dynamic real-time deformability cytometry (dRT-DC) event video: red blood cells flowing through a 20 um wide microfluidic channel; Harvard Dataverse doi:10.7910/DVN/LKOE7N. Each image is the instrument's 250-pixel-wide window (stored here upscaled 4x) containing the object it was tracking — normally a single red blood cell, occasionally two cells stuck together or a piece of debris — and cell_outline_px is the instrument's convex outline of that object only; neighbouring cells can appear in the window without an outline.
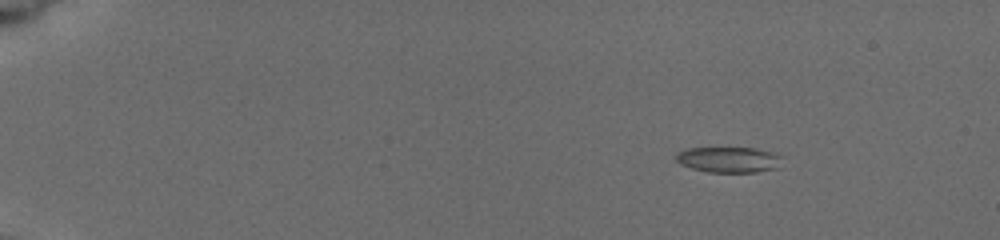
{"species": "common noctule bat (a hibernating species)", "species_latin": "Nyctalus noctula", "temperature_condition": "cold", "stored_images_in_passage": 8, "camera_frame_rate_fps": 3000, "um_per_image_px": 0.085, "animal": {"sex": "female", "body_mass_g": 19.5, "forearm_length_mm": 54.1}, "frame": {"image": 1, "passage_image": 3, "time_ms": 2.0, "image_size_px": [1000, 240], "cell_outline_px": [[780, 168], [756, 172], [708, 172], [692, 168], [680, 164], [676, 160], [676, 152], [688, 148], [756, 148], [772, 152], [780, 156]], "centroid_in_image_um": [61.94, 13.57], "position_along_channel_um": 23.1, "area_um2": 15.9}}
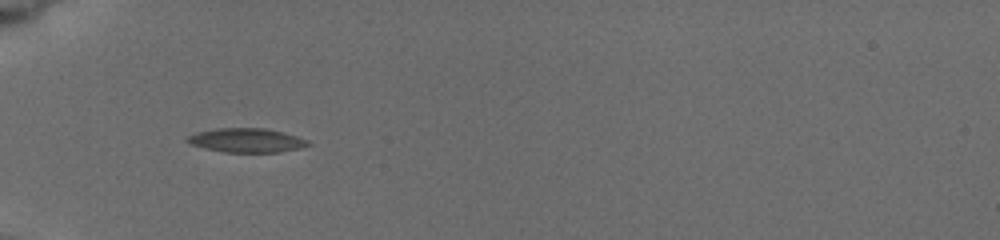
{"frame": {"image": 2, "passage_image": 7, "time_ms": 6.0, "image_size_px": [1000, 240], "cell_outline_px": [[312, 144], [300, 148], [280, 152], [224, 152], [192, 144], [184, 140], [188, 136], [196, 132], [216, 128], [264, 128], [284, 132], [308, 140]], "centroid_in_image_um": [20.98, 11.92], "position_along_channel_um": 64.0, "area_um2": 16.88}}